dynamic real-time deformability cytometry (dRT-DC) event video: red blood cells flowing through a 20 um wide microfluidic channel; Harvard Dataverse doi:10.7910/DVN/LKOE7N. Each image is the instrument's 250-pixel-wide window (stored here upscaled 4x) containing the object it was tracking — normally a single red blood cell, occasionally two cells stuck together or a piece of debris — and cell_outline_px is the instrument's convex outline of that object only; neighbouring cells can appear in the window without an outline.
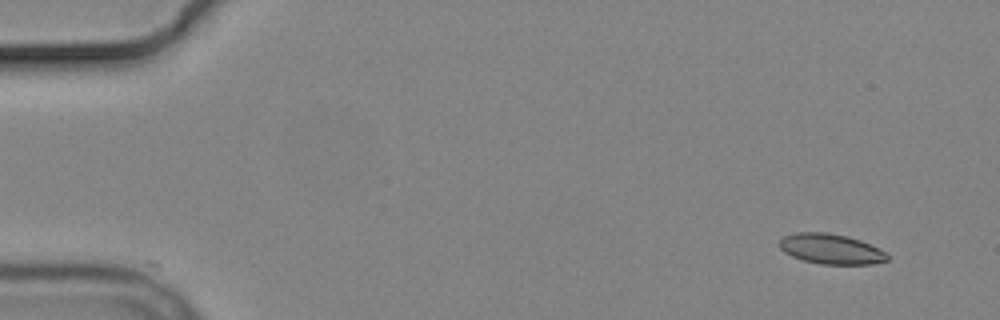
{"species": "common noctule bat (a hibernating species)", "species_latin": "Nyctalus noctula", "temperature_condition": "cold", "stored_images_in_passage": 11, "camera_frame_rate_fps": 3000, "um_per_image_px": 0.085, "animal": {"sex": "male", "body_mass_g": 19.2, "forearm_length_mm": 51.8}, "frame": {"image": 1, "passage_image": 2, "time_ms": 1.333, "image_size_px": [1000, 320], "cell_outline_px": [[888, 260], [872, 264], [820, 264], [804, 260], [792, 256], [784, 252], [776, 244], [784, 236], [796, 232], [824, 232], [848, 236], [860, 240], [880, 248], [888, 252]], "centroid_in_image_um": [70.64, 21.15], "position_along_channel_um": 14.4, "area_um2": 19.13}}
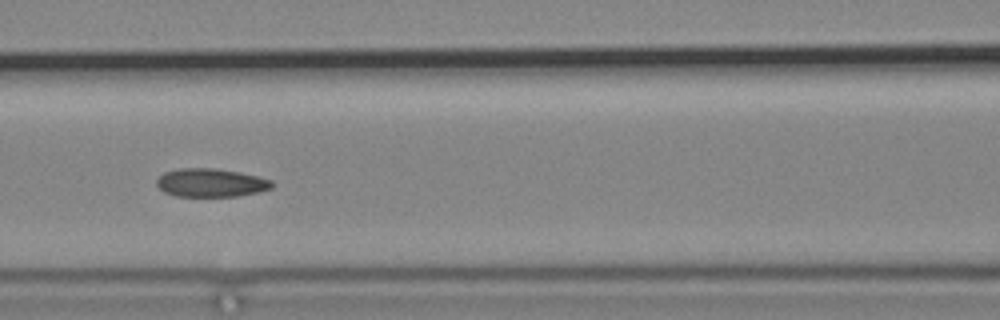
{"frame": {"image": 2, "passage_image": 7, "time_ms": 8.333, "image_size_px": [1000, 320], "cell_outline_px": [[272, 188], [260, 192], [236, 196], [176, 196], [164, 192], [156, 184], [156, 180], [164, 172], [180, 168], [216, 168], [240, 172], [272, 180]], "centroid_in_image_um": [17.92, 15.53], "position_along_channel_um": 148.7, "area_um2": 19.07}}
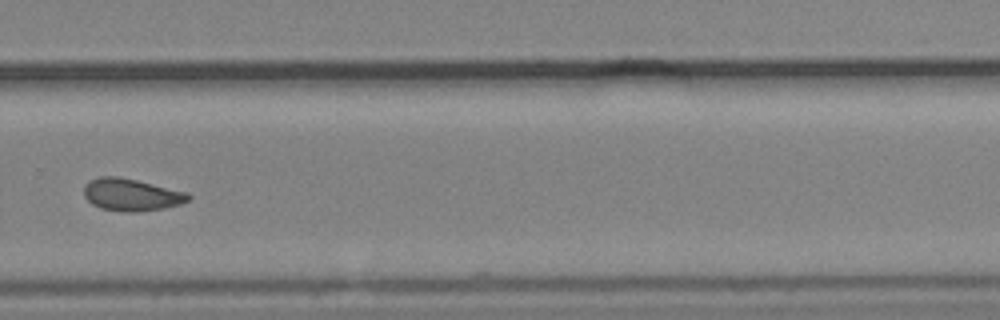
{"frame": {"image": 3, "passage_image": 11, "time_ms": 13.0, "image_size_px": [1000, 320], "cell_outline_px": [[192, 196], [188, 200], [180, 204], [164, 208], [136, 212], [124, 212], [100, 208], [92, 204], [84, 196], [84, 184], [88, 180], [100, 176], [120, 176], [188, 192]], "centroid_in_image_um": [11.15, 16.54], "position_along_channel_um": 318.7, "area_um2": 19.83}}